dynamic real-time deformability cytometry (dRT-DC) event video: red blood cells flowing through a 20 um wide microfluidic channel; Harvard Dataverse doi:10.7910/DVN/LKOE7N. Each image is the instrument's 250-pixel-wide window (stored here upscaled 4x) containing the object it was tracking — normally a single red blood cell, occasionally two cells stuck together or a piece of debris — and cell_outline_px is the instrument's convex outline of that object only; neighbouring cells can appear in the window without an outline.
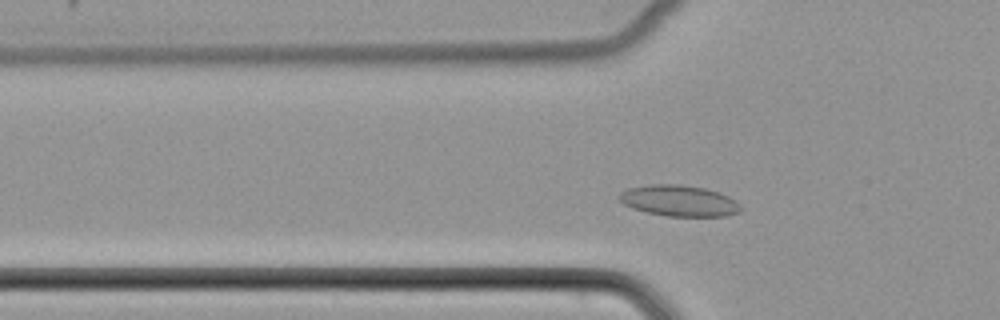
{"species": "common noctule bat (a hibernating species)", "species_latin": "Nyctalus noctula", "temperature_condition": "cold", "stored_images_in_passage": 44, "camera_frame_rate_fps": 3000, "um_per_image_px": 0.085, "animal": {"sex": "female", "body_mass_g": 22.7, "forearm_length_mm": 54.2}, "frame": {"image": 1, "passage_image": 9, "time_ms": 2.667, "image_size_px": [1000, 320], "cell_outline_px": [[740, 212], [728, 216], [668, 216], [648, 212], [632, 208], [624, 204], [616, 196], [620, 192], [628, 188], [652, 184], [680, 184], [704, 188], [720, 192], [736, 200], [740, 204]], "centroid_in_image_um": [57.73, 17.06], "position_along_channel_um": 68.1, "area_um2": 22.08}}
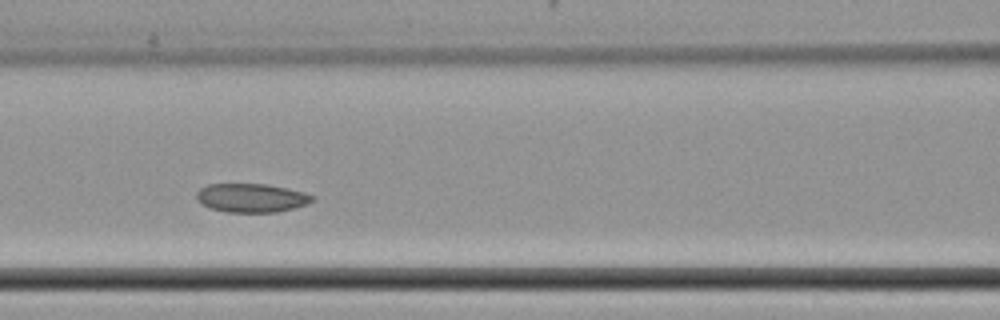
{"frame": {"image": 2, "passage_image": 15, "time_ms": 4.667, "image_size_px": [1000, 320], "cell_outline_px": [[316, 196], [308, 204], [276, 212], [228, 212], [212, 208], [204, 204], [196, 196], [196, 192], [200, 188], [208, 184], [268, 184], [288, 188], [304, 192]], "centroid_in_image_um": [21.41, 16.8], "position_along_channel_um": 145.2, "area_um2": 19.25}}
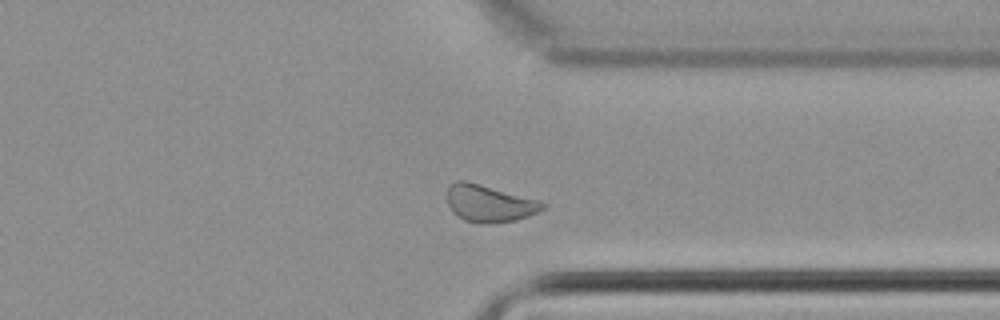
{"frame": {"image": 3, "passage_image": 32, "time_ms": 10.333, "image_size_px": [1000, 320], "cell_outline_px": [[548, 204], [544, 208], [528, 216], [516, 220], [480, 224], [476, 224], [464, 220], [456, 216], [452, 212], [448, 204], [448, 188], [456, 180], [464, 180], [480, 184], [540, 200]], "centroid_in_image_um": [41.59, 17.3], "position_along_channel_um": 369.8, "area_um2": 20.63}}